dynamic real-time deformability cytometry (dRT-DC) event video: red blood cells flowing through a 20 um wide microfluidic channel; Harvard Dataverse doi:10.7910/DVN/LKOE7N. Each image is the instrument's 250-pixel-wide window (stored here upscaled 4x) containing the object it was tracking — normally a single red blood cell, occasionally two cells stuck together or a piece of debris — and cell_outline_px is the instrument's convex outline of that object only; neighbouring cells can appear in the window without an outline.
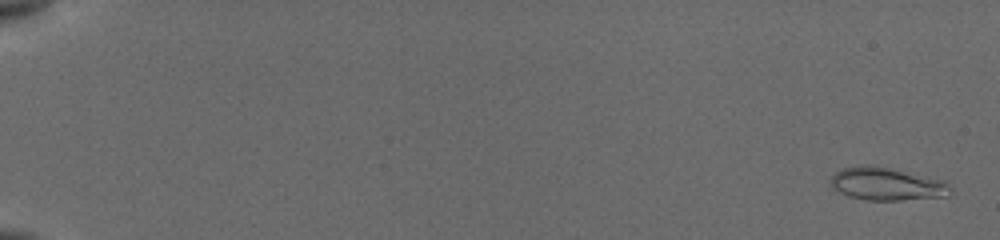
{"species": "common noctule bat (a hibernating species)", "species_latin": "Nyctalus noctula", "temperature_condition": "cold", "stored_images_in_passage": 53, "camera_frame_rate_fps": 3000, "um_per_image_px": 0.085, "animal": {"sex": "female", "body_mass_g": 19.5, "forearm_length_mm": 54.1}, "frame": {"image": 1, "passage_image": 2, "time_ms": 0.333, "image_size_px": [1000, 240], "cell_outline_px": [[952, 192], [948, 196], [900, 200], [864, 200], [848, 196], [832, 188], [828, 184], [828, 180], [840, 168], [892, 168], [944, 180], [948, 184]], "centroid_in_image_um": [75.39, 15.68], "position_along_channel_um": 9.6, "area_um2": 22.48}}
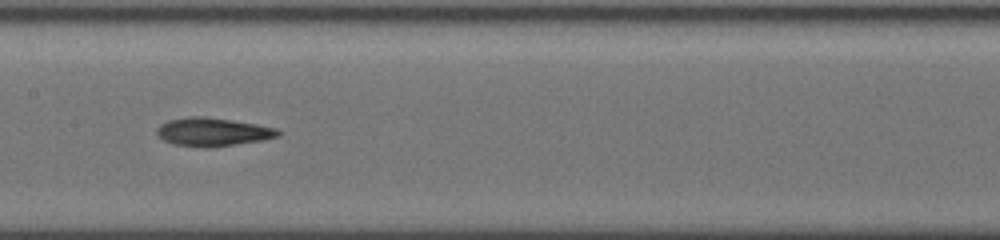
{"frame": {"image": 2, "passage_image": 32, "time_ms": 10.0, "image_size_px": [1000, 240], "cell_outline_px": [[284, 132], [280, 136], [264, 140], [208, 148], [204, 148], [172, 144], [164, 140], [156, 132], [156, 128], [160, 124], [168, 120], [192, 116], [200, 116], [232, 120], [256, 124], [276, 128]], "centroid_in_image_um": [18.11, 11.22], "position_along_channel_um": 189.3, "area_um2": 20.17}}
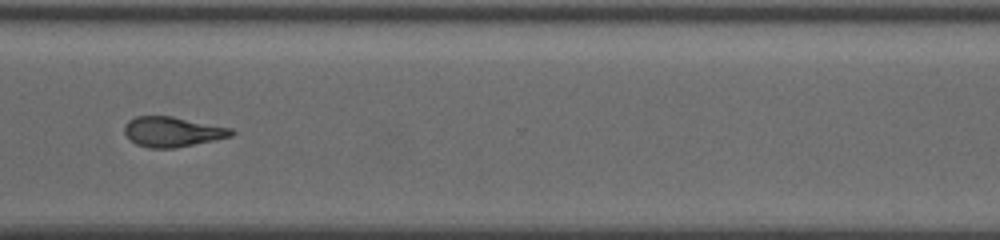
{"frame": {"image": 3, "passage_image": 52, "time_ms": 14.333, "image_size_px": [1000, 240], "cell_outline_px": [[236, 132], [232, 136], [216, 140], [176, 148], [148, 148], [136, 144], [124, 132], [124, 124], [128, 120], [136, 116], [172, 116], [232, 128]], "centroid_in_image_um": [14.68, 11.2], "position_along_channel_um": 355.9, "area_um2": 18.84}}